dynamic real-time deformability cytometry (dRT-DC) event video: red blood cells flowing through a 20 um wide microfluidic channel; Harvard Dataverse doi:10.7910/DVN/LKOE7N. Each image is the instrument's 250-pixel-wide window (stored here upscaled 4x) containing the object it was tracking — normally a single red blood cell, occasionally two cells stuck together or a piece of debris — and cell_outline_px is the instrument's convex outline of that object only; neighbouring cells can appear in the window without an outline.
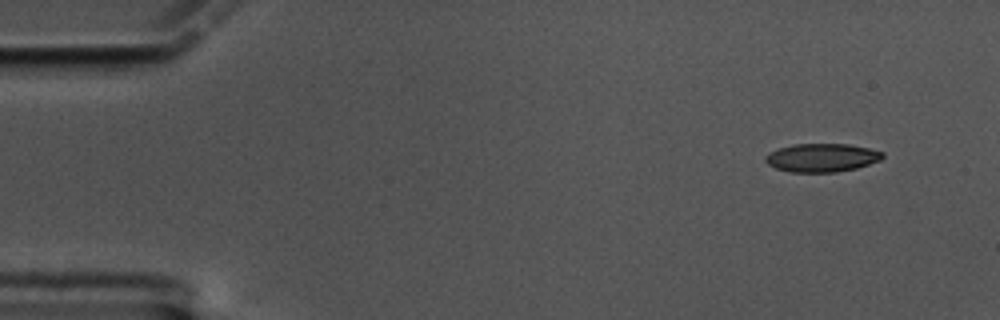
{"species": "common noctule bat (a hibernating species)", "species_latin": "Nyctalus noctula", "temperature_condition": "cold", "stored_images_in_passage": 55, "camera_frame_rate_fps": 3000, "um_per_image_px": 0.085, "animal": {"sex": "male", "body_mass_g": 17.5, "forearm_length_mm": 52.3}, "frame": {"image": 1, "passage_image": 1, "time_ms": 0.0, "image_size_px": [1000, 320], "cell_outline_px": [[884, 156], [880, 160], [856, 168], [836, 172], [792, 172], [776, 168], [768, 164], [764, 160], [764, 156], [768, 152], [792, 144], [848, 144], [868, 148], [884, 152]], "centroid_in_image_um": [69.83, 13.4], "position_along_channel_um": 15.2, "area_um2": 19.36}}
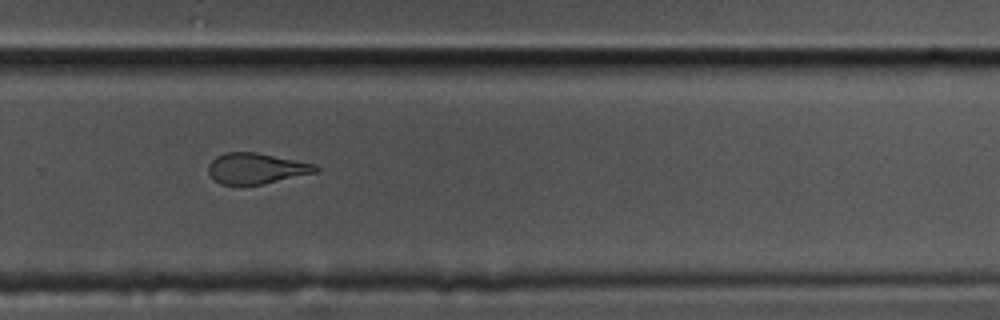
{"frame": {"image": 2, "passage_image": 36, "time_ms": 11.667, "image_size_px": [1000, 320], "cell_outline_px": [[320, 168], [316, 172], [264, 184], [220, 184], [208, 172], [208, 164], [216, 156], [224, 152], [256, 152], [316, 164]], "centroid_in_image_um": [21.78, 14.3], "position_along_channel_um": 308.0, "area_um2": 19.13}}
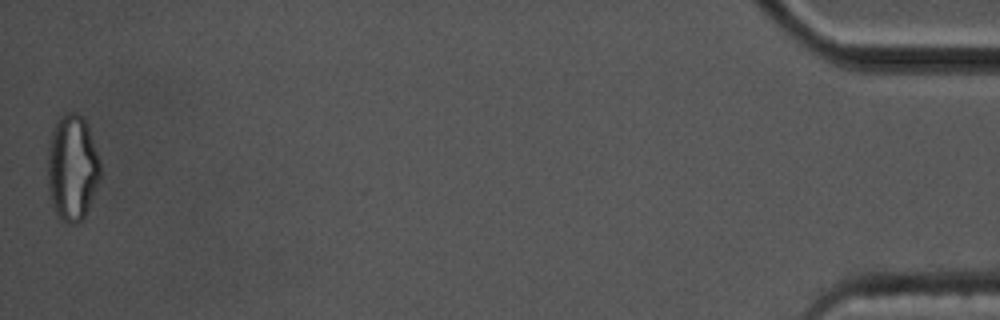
{"frame": {"image": 3, "passage_image": 55, "time_ms": 18.0, "image_size_px": [1000, 320], "cell_outline_px": [[100, 176], [88, 208], [84, 216], [76, 224], [68, 224], [60, 220], [56, 212], [48, 188], [48, 148], [52, 128], [56, 120], [60, 116], [68, 112], [76, 112], [84, 120], [88, 128], [100, 160]], "centroid_in_image_um": [6.13, 14.24], "position_along_channel_um": 429.1, "area_um2": 32.25}, "authors_computed_cell_mechanics": {"area_um2": 20.5768, "velocity_mm_per_s": 3.3942, "shape_relaxation_time_tau1_ms": 3.9135, "shape_relaxation_time_tau2_ms": 2.6174, "deformation_change_tau1": 0.1514, "deformation_change_tau2": 0.1131}}